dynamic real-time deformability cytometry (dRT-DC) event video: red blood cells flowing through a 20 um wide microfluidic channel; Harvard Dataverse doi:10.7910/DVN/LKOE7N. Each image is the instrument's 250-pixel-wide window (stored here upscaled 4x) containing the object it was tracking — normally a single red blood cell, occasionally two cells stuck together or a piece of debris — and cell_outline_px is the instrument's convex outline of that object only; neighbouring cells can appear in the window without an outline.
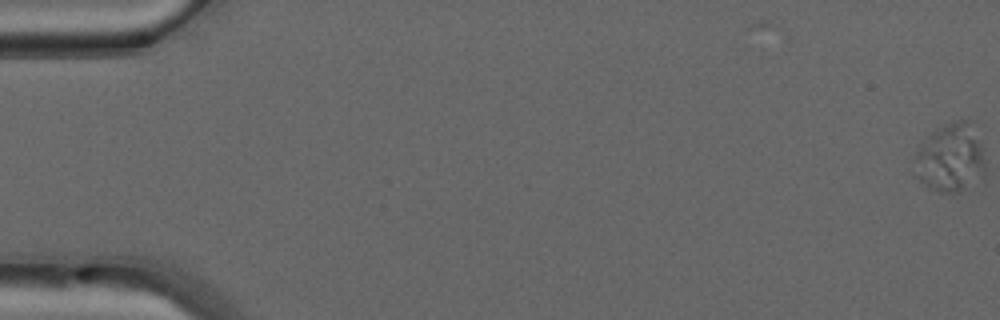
{"species": "common noctule bat (a hibernating species)", "species_latin": "Nyctalus noctula", "temperature_condition": "warm", "stored_images_in_passage": 11, "camera_frame_rate_fps": 3000, "um_per_image_px": 0.085, "animal": {"sex": "male", "forearm_length_mm": 52.5}, "frame": {"image": 1, "passage_image": 1, "time_ms": 0.0, "image_size_px": [1000, 320], "cell_outline_px": [[984, 176], [956, 192], [940, 192], [924, 184], [916, 176], [916, 152], [920, 144], [936, 128], [944, 124], [956, 120], [968, 120], [980, 140], [984, 160]], "centroid_in_image_um": [80.79, 13.39], "position_along_channel_um": 4.2, "area_um2": 27.69}}